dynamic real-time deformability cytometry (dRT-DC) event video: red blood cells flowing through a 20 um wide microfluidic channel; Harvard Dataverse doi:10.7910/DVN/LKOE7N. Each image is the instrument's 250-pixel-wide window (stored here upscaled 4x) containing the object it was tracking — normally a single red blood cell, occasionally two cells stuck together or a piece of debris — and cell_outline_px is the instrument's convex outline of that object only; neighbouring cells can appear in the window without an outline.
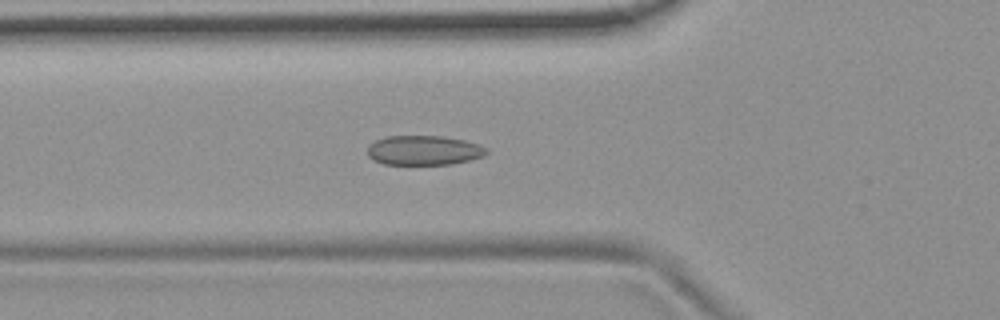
{"species": "common noctule bat (a hibernating species)", "species_latin": "Nyctalus noctula", "temperature_condition": "room temperature", "stored_images_in_passage": 54, "camera_frame_rate_fps": 3000, "um_per_image_px": 0.085, "animal": {"sex": "female", "body_mass_g": 19.9}, "frame": {"image": 1, "passage_image": 19, "time_ms": 6.0, "image_size_px": [1000, 320], "cell_outline_px": [[488, 152], [484, 156], [452, 164], [384, 164], [372, 160], [368, 156], [368, 144], [384, 136], [444, 136], [464, 140], [480, 144], [488, 148]], "centroid_in_image_um": [36.02, 12.77], "position_along_channel_um": 89.8, "area_um2": 20.69}}
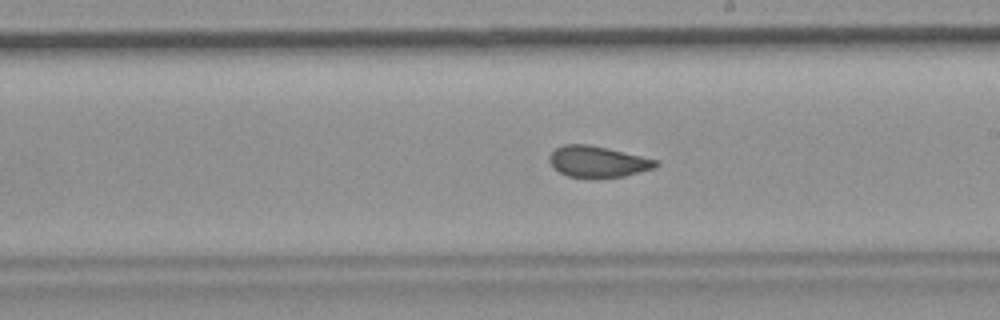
{"frame": {"image": 2, "passage_image": 31, "time_ms": 10.0, "image_size_px": [1000, 320], "cell_outline_px": [[660, 164], [656, 168], [624, 176], [592, 180], [568, 176], [560, 172], [548, 160], [548, 156], [556, 148], [564, 144], [588, 144], [608, 148], [656, 160]], "centroid_in_image_um": [50.8, 13.77], "position_along_channel_um": 238.2, "area_um2": 19.65}}
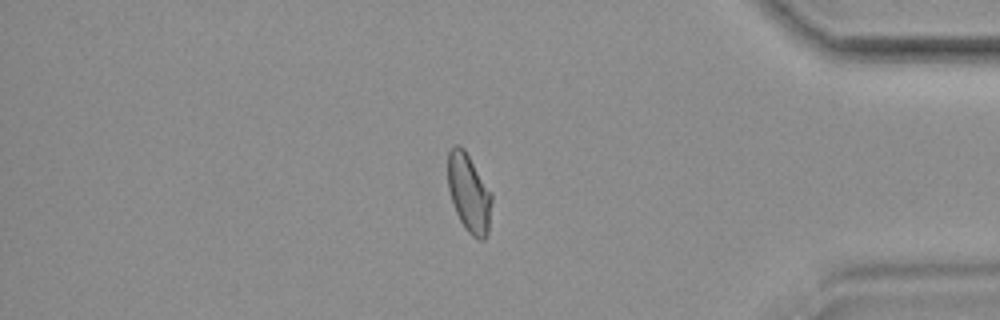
{"frame": {"image": 3, "passage_image": 46, "time_ms": 15.0, "image_size_px": [1000, 320], "cell_outline_px": [[492, 200], [488, 232], [484, 240], [476, 240], [464, 228], [456, 212], [448, 188], [448, 152], [452, 144], [460, 144], [464, 148], [492, 192]], "centroid_in_image_um": [39.86, 16.39], "position_along_channel_um": 395.3, "area_um2": 20.29}, "authors_computed_cell_mechanics": {"area_um2": 20.3167, "velocity_mm_per_s": 3.711, "shape_relaxation_time_tau1_ms": null, "shape_relaxation_time_tau2_ms": 1.2028, "deformation_change_tau1": null, "deformation_change_tau2": 0.0619}}